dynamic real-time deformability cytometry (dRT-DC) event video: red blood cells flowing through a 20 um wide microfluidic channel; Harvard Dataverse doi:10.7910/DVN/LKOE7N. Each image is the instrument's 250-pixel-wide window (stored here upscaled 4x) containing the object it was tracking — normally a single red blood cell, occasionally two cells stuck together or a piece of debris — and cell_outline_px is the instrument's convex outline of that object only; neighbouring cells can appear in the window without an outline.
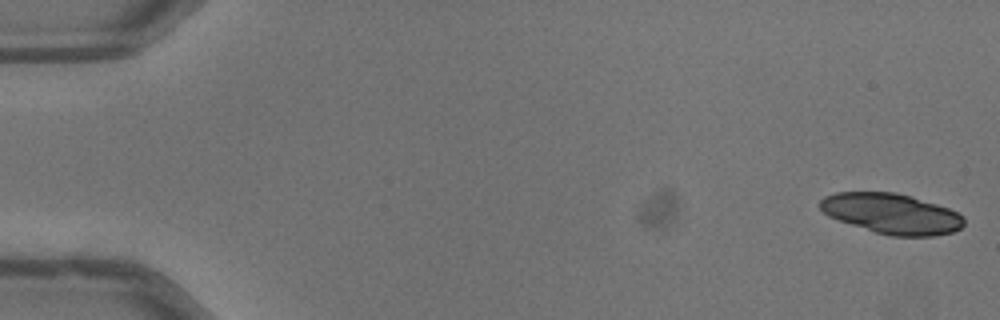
{"species": "common noctule bat (a hibernating species)", "species_latin": "Nyctalus noctula", "temperature_condition": "warm", "stored_images_in_passage": 25, "camera_frame_rate_fps": 3000, "um_per_image_px": 0.085, "animal": {"sex": "male", "body_mass_g": 13.3}, "frame": {"image": 1, "passage_image": 1, "time_ms": 0.0, "image_size_px": [1000, 320], "cell_outline_px": [[964, 224], [960, 228], [952, 232], [932, 236], [892, 236], [876, 232], [828, 216], [820, 208], [820, 200], [824, 196], [836, 192], [896, 192], [912, 196], [948, 208], [964, 216]], "centroid_in_image_um": [75.8, 18.15], "position_along_channel_um": 9.2, "area_um2": 33.58}}